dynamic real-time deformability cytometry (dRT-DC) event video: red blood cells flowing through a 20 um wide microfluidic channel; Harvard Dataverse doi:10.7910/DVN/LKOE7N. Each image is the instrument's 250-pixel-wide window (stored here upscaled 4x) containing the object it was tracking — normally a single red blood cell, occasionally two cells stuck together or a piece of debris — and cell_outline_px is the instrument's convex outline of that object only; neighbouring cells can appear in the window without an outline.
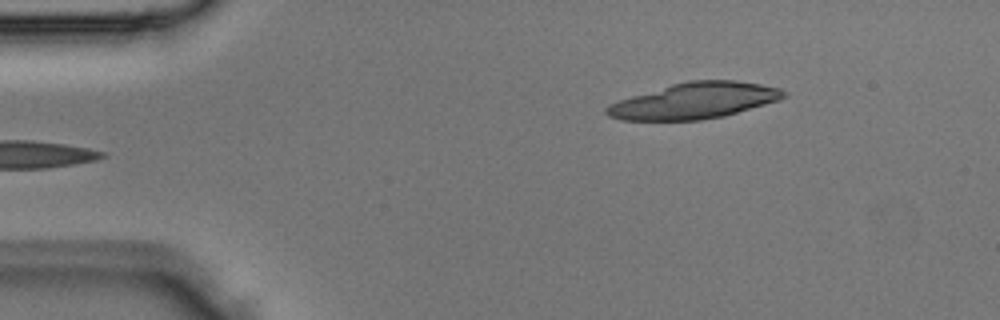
{"species": "Egyptian fruit bat (a non-hibernating species)", "species_latin": "Rousettus aegyptiacus", "temperature_condition": "room temperature", "stored_images_in_passage": 3, "camera_frame_rate_fps": 3000, "um_per_image_px": 0.085, "animal": {"sex": "male"}, "frame": {"image": 1, "passage_image": 3, "time_ms": 0.667, "image_size_px": [1000, 320], "cell_outline_px": [[784, 96], [780, 100], [724, 116], [700, 120], [620, 120], [608, 116], [604, 112], [604, 108], [608, 104], [632, 96], [672, 84], [688, 80], [736, 80], [760, 84], [780, 88], [784, 92]], "centroid_in_image_um": [59.0, 8.57], "position_along_channel_um": 26.0, "area_um2": 36.99}}